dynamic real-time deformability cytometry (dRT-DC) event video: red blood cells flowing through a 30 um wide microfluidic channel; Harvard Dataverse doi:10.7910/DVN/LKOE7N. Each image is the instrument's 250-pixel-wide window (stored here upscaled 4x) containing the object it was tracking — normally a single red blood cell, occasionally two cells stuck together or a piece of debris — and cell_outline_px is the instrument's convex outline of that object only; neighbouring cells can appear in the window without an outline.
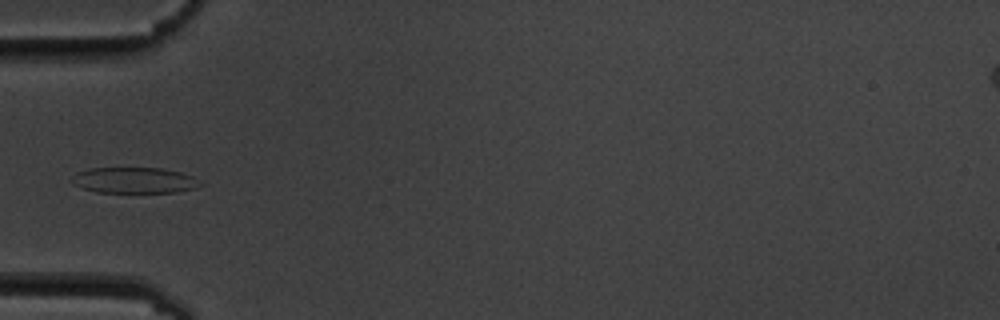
{"species": "common noctule bat (a hibernating species)", "species_latin": "Nyctalus noctula", "temperature_condition": "cold", "stored_images_in_passage": 6, "camera_frame_rate_fps": 3000, "um_per_image_px": 0.085, "animal": {"sex": "male", "body_mass_g": 19.5, "forearm_length_mm": 54.6}, "frame": {"image": 1, "passage_image": 6, "time_ms": 6.333, "image_size_px": [1000, 320], "cell_outline_px": [[204, 184], [196, 188], [176, 192], [96, 192], [72, 184], [68, 180], [76, 172], [88, 168], [160, 168], [180, 172], [192, 176]], "centroid_in_image_um": [11.37, 15.32], "position_along_channel_um": 73.6, "area_um2": 19.48}}